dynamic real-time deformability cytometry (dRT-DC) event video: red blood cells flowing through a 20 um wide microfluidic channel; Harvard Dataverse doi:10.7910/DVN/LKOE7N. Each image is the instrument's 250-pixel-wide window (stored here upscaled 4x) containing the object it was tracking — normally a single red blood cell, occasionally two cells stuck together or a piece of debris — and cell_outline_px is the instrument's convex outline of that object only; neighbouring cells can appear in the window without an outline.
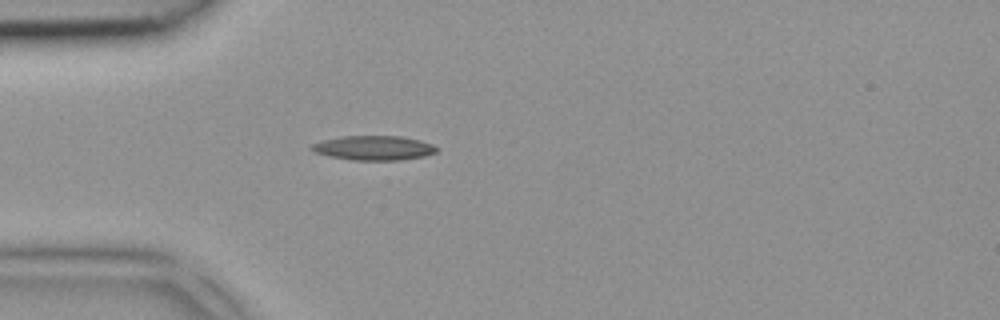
{"species": "common noctule bat (a hibernating species)", "species_latin": "Nyctalus noctula", "temperature_condition": "room temperature", "stored_images_in_passage": 1, "camera_frame_rate_fps": 3000, "um_per_image_px": 0.085, "animal": {"sex": "female", "body_mass_g": 18.4}, "frame": {"image": 1, "passage_image": 1, "time_ms": 0.0, "image_size_px": [1000, 320], "cell_outline_px": [[440, 148], [436, 152], [424, 156], [400, 160], [356, 160], [332, 156], [316, 152], [308, 148], [312, 144], [324, 140], [344, 136], [400, 136], [420, 140], [432, 144]], "centroid_in_image_um": [31.82, 12.57], "position_along_channel_um": 53.2, "area_um2": 17.63}}